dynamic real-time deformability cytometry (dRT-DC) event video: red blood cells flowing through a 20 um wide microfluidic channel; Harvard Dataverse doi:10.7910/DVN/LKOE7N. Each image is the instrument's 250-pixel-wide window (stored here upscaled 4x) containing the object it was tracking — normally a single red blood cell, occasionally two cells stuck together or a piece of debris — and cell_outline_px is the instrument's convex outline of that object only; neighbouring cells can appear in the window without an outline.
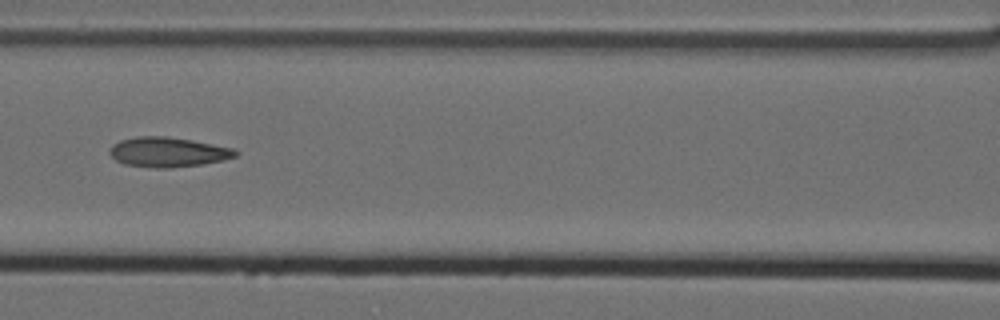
{"species": "Egyptian fruit bat (a non-hibernating species)", "species_latin": "Rousettus aegyptiacus", "temperature_condition": "cold", "stored_images_in_passage": 11, "camera_frame_rate_fps": 3000, "um_per_image_px": 0.085, "animal": {"sex": "female"}, "frame": {"image": 1, "passage_image": 7, "time_ms": 2.0, "image_size_px": [1000, 320], "cell_outline_px": [[240, 152], [236, 156], [224, 160], [200, 164], [168, 168], [156, 168], [124, 164], [116, 160], [108, 152], [112, 144], [120, 140], [136, 136], [168, 136], [192, 140], [236, 148]], "centroid_in_image_um": [14.29, 12.91], "position_along_channel_um": 152.3, "area_um2": 22.02}}
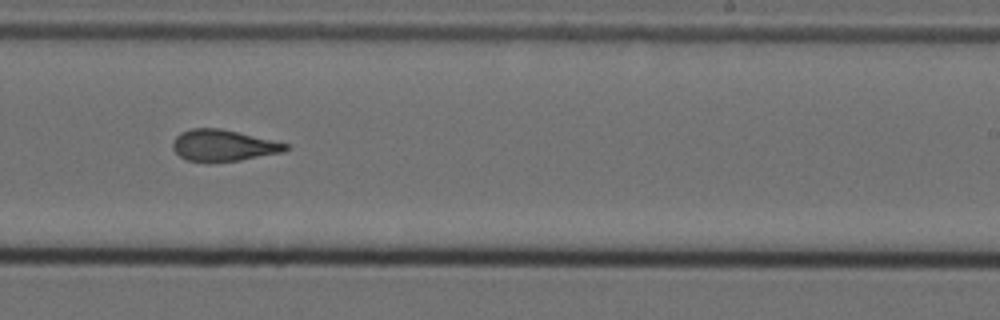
{"frame": {"image": 2, "passage_image": 10, "time_ms": 3.0, "image_size_px": [1000, 320], "cell_outline_px": [[288, 148], [284, 152], [240, 160], [208, 164], [188, 160], [180, 156], [172, 148], [172, 144], [176, 136], [180, 132], [192, 128], [220, 128], [272, 140], [288, 144]], "centroid_in_image_um": [18.94, 12.38], "position_along_channel_um": 270.1, "area_um2": 20.87}}
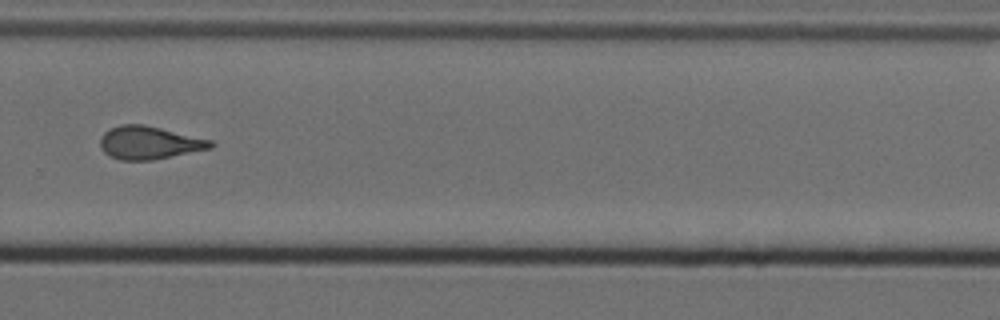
{"frame": {"image": 3, "passage_image": 11, "time_ms": 3.333, "image_size_px": [1000, 320], "cell_outline_px": [[216, 144], [212, 148], [152, 160], [120, 160], [108, 156], [100, 148], [100, 136], [108, 128], [120, 124], [144, 124], [212, 140]], "centroid_in_image_um": [12.65, 12.12], "position_along_channel_um": 317.2, "area_um2": 21.44}}